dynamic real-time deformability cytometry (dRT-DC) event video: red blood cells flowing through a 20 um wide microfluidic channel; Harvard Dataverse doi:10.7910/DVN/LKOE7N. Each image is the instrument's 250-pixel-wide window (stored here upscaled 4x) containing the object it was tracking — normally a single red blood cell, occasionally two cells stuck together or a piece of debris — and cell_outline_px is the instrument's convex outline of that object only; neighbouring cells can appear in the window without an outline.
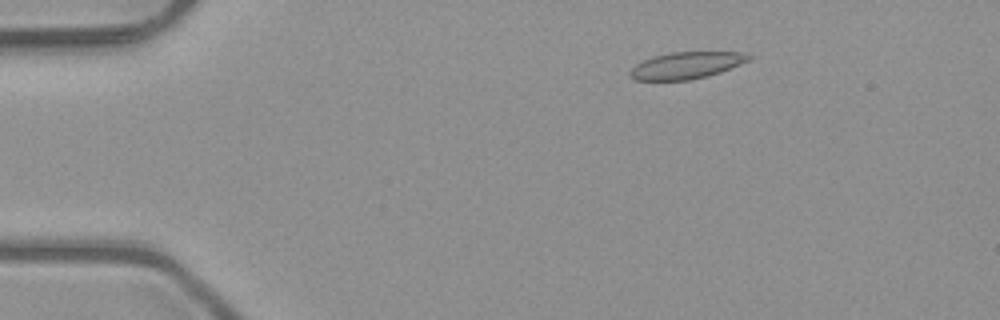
{"species": "common noctule bat (a hibernating species)", "species_latin": "Nyctalus noctula", "temperature_condition": "room temperature", "stored_images_in_passage": 44, "camera_frame_rate_fps": 3000, "um_per_image_px": 0.085, "animal": {"sex": "male", "body_mass_g": 23.1, "forearm_length_mm": 52.7}, "frame": {"image": 1, "passage_image": 1, "time_ms": 0.0, "image_size_px": [1000, 320], "cell_outline_px": [[752, 60], [720, 72], [708, 76], [688, 80], [636, 80], [628, 72], [636, 64], [644, 60], [668, 52], [740, 52], [752, 56]], "centroid_in_image_um": [58.38, 5.55], "position_along_channel_um": 26.6, "area_um2": 18.44}}
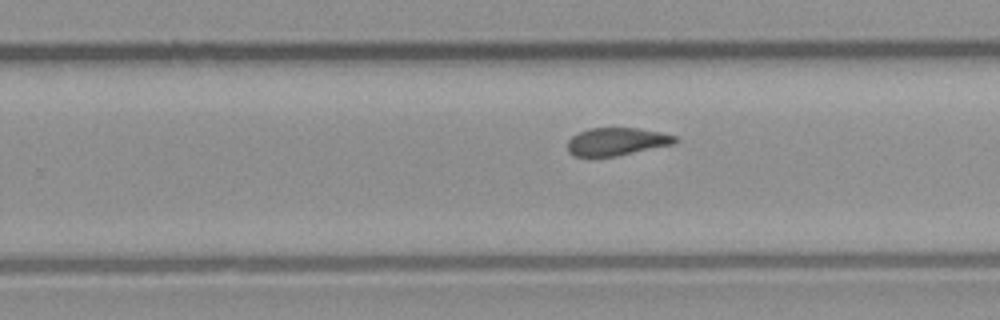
{"frame": {"image": 2, "passage_image": 25, "time_ms": 8.0, "image_size_px": [1000, 320], "cell_outline_px": [[676, 140], [672, 144], [616, 156], [576, 156], [568, 152], [568, 140], [572, 136], [588, 128], [636, 128], [660, 132], [676, 136]], "centroid_in_image_um": [52.38, 12.03], "position_along_channel_um": 277.4, "area_um2": 17.11}}
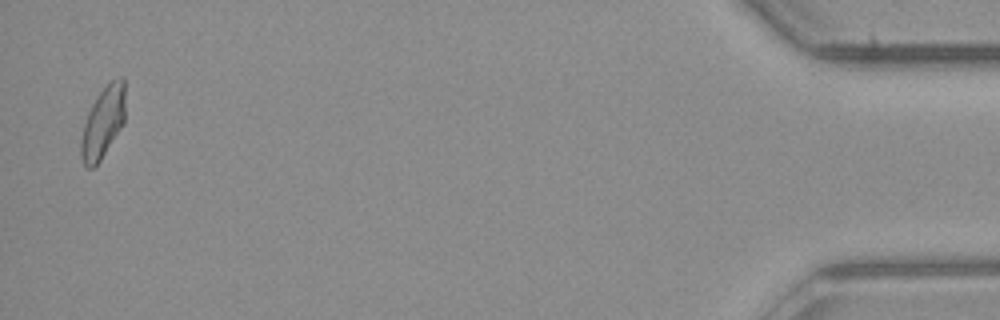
{"frame": {"image": 3, "passage_image": 43, "time_ms": 14.0, "image_size_px": [1000, 320], "cell_outline_px": [[124, 124], [100, 160], [92, 168], [88, 168], [84, 164], [80, 156], [80, 140], [84, 124], [88, 112], [92, 104], [100, 92], [112, 80], [120, 76], [124, 76]], "centroid_in_image_um": [8.75, 10.41], "position_along_channel_um": 426.5, "area_um2": 18.21}, "authors_computed_cell_mechanics": {"area_um2": 18.2937, "velocity_mm_per_s": 4.0183, "shape_relaxation_time_tau1_ms": null, "shape_relaxation_time_tau2_ms": 2.1259, "deformation_change_tau1": null, "deformation_change_tau2": 0.0869}}